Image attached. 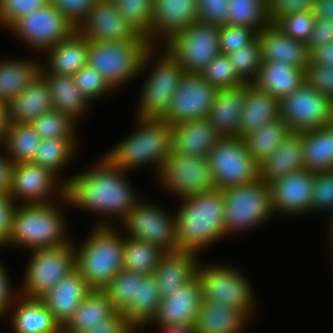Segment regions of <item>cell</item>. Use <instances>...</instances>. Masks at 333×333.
Wrapping results in <instances>:
<instances>
[{
    "label": "cell",
    "instance_id": "cell-55",
    "mask_svg": "<svg viewBox=\"0 0 333 333\" xmlns=\"http://www.w3.org/2000/svg\"><path fill=\"white\" fill-rule=\"evenodd\" d=\"M305 82L333 100V66L316 64L310 60L305 69Z\"/></svg>",
    "mask_w": 333,
    "mask_h": 333
},
{
    "label": "cell",
    "instance_id": "cell-58",
    "mask_svg": "<svg viewBox=\"0 0 333 333\" xmlns=\"http://www.w3.org/2000/svg\"><path fill=\"white\" fill-rule=\"evenodd\" d=\"M315 0H268L270 24H275L281 17L299 11L313 9Z\"/></svg>",
    "mask_w": 333,
    "mask_h": 333
},
{
    "label": "cell",
    "instance_id": "cell-10",
    "mask_svg": "<svg viewBox=\"0 0 333 333\" xmlns=\"http://www.w3.org/2000/svg\"><path fill=\"white\" fill-rule=\"evenodd\" d=\"M220 26L194 22L174 35L166 48L178 61L186 74H200L217 55Z\"/></svg>",
    "mask_w": 333,
    "mask_h": 333
},
{
    "label": "cell",
    "instance_id": "cell-5",
    "mask_svg": "<svg viewBox=\"0 0 333 333\" xmlns=\"http://www.w3.org/2000/svg\"><path fill=\"white\" fill-rule=\"evenodd\" d=\"M137 132L117 144L106 157L125 172L130 168L157 163L161 169L172 152V125L163 119L138 117Z\"/></svg>",
    "mask_w": 333,
    "mask_h": 333
},
{
    "label": "cell",
    "instance_id": "cell-56",
    "mask_svg": "<svg viewBox=\"0 0 333 333\" xmlns=\"http://www.w3.org/2000/svg\"><path fill=\"white\" fill-rule=\"evenodd\" d=\"M229 0H197L198 22L224 26L227 20Z\"/></svg>",
    "mask_w": 333,
    "mask_h": 333
},
{
    "label": "cell",
    "instance_id": "cell-1",
    "mask_svg": "<svg viewBox=\"0 0 333 333\" xmlns=\"http://www.w3.org/2000/svg\"><path fill=\"white\" fill-rule=\"evenodd\" d=\"M96 168L73 176L58 186V193L69 204L94 212L111 213L123 220L138 203L137 196L125 180L124 170L106 156Z\"/></svg>",
    "mask_w": 333,
    "mask_h": 333
},
{
    "label": "cell",
    "instance_id": "cell-63",
    "mask_svg": "<svg viewBox=\"0 0 333 333\" xmlns=\"http://www.w3.org/2000/svg\"><path fill=\"white\" fill-rule=\"evenodd\" d=\"M7 276V273L5 272L4 268L0 265V317L4 315L7 310V308H10L12 304V293L11 287H10V280ZM11 301V302H10ZM10 306V307H9Z\"/></svg>",
    "mask_w": 333,
    "mask_h": 333
},
{
    "label": "cell",
    "instance_id": "cell-8",
    "mask_svg": "<svg viewBox=\"0 0 333 333\" xmlns=\"http://www.w3.org/2000/svg\"><path fill=\"white\" fill-rule=\"evenodd\" d=\"M206 158L216 189L259 179V163L249 154L242 137L220 138Z\"/></svg>",
    "mask_w": 333,
    "mask_h": 333
},
{
    "label": "cell",
    "instance_id": "cell-65",
    "mask_svg": "<svg viewBox=\"0 0 333 333\" xmlns=\"http://www.w3.org/2000/svg\"><path fill=\"white\" fill-rule=\"evenodd\" d=\"M312 11L316 18L333 20V0H315Z\"/></svg>",
    "mask_w": 333,
    "mask_h": 333
},
{
    "label": "cell",
    "instance_id": "cell-14",
    "mask_svg": "<svg viewBox=\"0 0 333 333\" xmlns=\"http://www.w3.org/2000/svg\"><path fill=\"white\" fill-rule=\"evenodd\" d=\"M332 102L305 82L279 101L280 118L292 132L320 128L329 124Z\"/></svg>",
    "mask_w": 333,
    "mask_h": 333
},
{
    "label": "cell",
    "instance_id": "cell-59",
    "mask_svg": "<svg viewBox=\"0 0 333 333\" xmlns=\"http://www.w3.org/2000/svg\"><path fill=\"white\" fill-rule=\"evenodd\" d=\"M136 328L128 321L122 312H115L103 323L90 327L82 333H134Z\"/></svg>",
    "mask_w": 333,
    "mask_h": 333
},
{
    "label": "cell",
    "instance_id": "cell-15",
    "mask_svg": "<svg viewBox=\"0 0 333 333\" xmlns=\"http://www.w3.org/2000/svg\"><path fill=\"white\" fill-rule=\"evenodd\" d=\"M9 29L38 50H48L76 31L75 26L51 4L20 17Z\"/></svg>",
    "mask_w": 333,
    "mask_h": 333
},
{
    "label": "cell",
    "instance_id": "cell-64",
    "mask_svg": "<svg viewBox=\"0 0 333 333\" xmlns=\"http://www.w3.org/2000/svg\"><path fill=\"white\" fill-rule=\"evenodd\" d=\"M310 56L313 63L333 66V41L314 49Z\"/></svg>",
    "mask_w": 333,
    "mask_h": 333
},
{
    "label": "cell",
    "instance_id": "cell-40",
    "mask_svg": "<svg viewBox=\"0 0 333 333\" xmlns=\"http://www.w3.org/2000/svg\"><path fill=\"white\" fill-rule=\"evenodd\" d=\"M40 65L33 61H0V101L9 103L39 76Z\"/></svg>",
    "mask_w": 333,
    "mask_h": 333
},
{
    "label": "cell",
    "instance_id": "cell-24",
    "mask_svg": "<svg viewBox=\"0 0 333 333\" xmlns=\"http://www.w3.org/2000/svg\"><path fill=\"white\" fill-rule=\"evenodd\" d=\"M262 61H280L306 69L311 56L307 44L284 34L269 24L257 35Z\"/></svg>",
    "mask_w": 333,
    "mask_h": 333
},
{
    "label": "cell",
    "instance_id": "cell-2",
    "mask_svg": "<svg viewBox=\"0 0 333 333\" xmlns=\"http://www.w3.org/2000/svg\"><path fill=\"white\" fill-rule=\"evenodd\" d=\"M176 219L178 250L198 253L226 235L222 189L182 198Z\"/></svg>",
    "mask_w": 333,
    "mask_h": 333
},
{
    "label": "cell",
    "instance_id": "cell-3",
    "mask_svg": "<svg viewBox=\"0 0 333 333\" xmlns=\"http://www.w3.org/2000/svg\"><path fill=\"white\" fill-rule=\"evenodd\" d=\"M101 224L75 250V268L92 290L102 291L123 269L124 238L110 225Z\"/></svg>",
    "mask_w": 333,
    "mask_h": 333
},
{
    "label": "cell",
    "instance_id": "cell-17",
    "mask_svg": "<svg viewBox=\"0 0 333 333\" xmlns=\"http://www.w3.org/2000/svg\"><path fill=\"white\" fill-rule=\"evenodd\" d=\"M217 90L200 74H185L162 119L174 125L193 119L207 118Z\"/></svg>",
    "mask_w": 333,
    "mask_h": 333
},
{
    "label": "cell",
    "instance_id": "cell-47",
    "mask_svg": "<svg viewBox=\"0 0 333 333\" xmlns=\"http://www.w3.org/2000/svg\"><path fill=\"white\" fill-rule=\"evenodd\" d=\"M237 75L246 83L252 84L261 66L260 45L257 38L245 47L227 54Z\"/></svg>",
    "mask_w": 333,
    "mask_h": 333
},
{
    "label": "cell",
    "instance_id": "cell-28",
    "mask_svg": "<svg viewBox=\"0 0 333 333\" xmlns=\"http://www.w3.org/2000/svg\"><path fill=\"white\" fill-rule=\"evenodd\" d=\"M304 83L305 69L280 61H262L252 84L280 101Z\"/></svg>",
    "mask_w": 333,
    "mask_h": 333
},
{
    "label": "cell",
    "instance_id": "cell-13",
    "mask_svg": "<svg viewBox=\"0 0 333 333\" xmlns=\"http://www.w3.org/2000/svg\"><path fill=\"white\" fill-rule=\"evenodd\" d=\"M159 173L163 184L182 198L216 189L206 157L172 151Z\"/></svg>",
    "mask_w": 333,
    "mask_h": 333
},
{
    "label": "cell",
    "instance_id": "cell-34",
    "mask_svg": "<svg viewBox=\"0 0 333 333\" xmlns=\"http://www.w3.org/2000/svg\"><path fill=\"white\" fill-rule=\"evenodd\" d=\"M161 299L155 277L136 273L135 300L121 312L135 328H140L155 317Z\"/></svg>",
    "mask_w": 333,
    "mask_h": 333
},
{
    "label": "cell",
    "instance_id": "cell-60",
    "mask_svg": "<svg viewBox=\"0 0 333 333\" xmlns=\"http://www.w3.org/2000/svg\"><path fill=\"white\" fill-rule=\"evenodd\" d=\"M331 41H333V20L316 18L314 29L306 43L309 52Z\"/></svg>",
    "mask_w": 333,
    "mask_h": 333
},
{
    "label": "cell",
    "instance_id": "cell-37",
    "mask_svg": "<svg viewBox=\"0 0 333 333\" xmlns=\"http://www.w3.org/2000/svg\"><path fill=\"white\" fill-rule=\"evenodd\" d=\"M22 300L12 315L16 333H62L61 326L40 299Z\"/></svg>",
    "mask_w": 333,
    "mask_h": 333
},
{
    "label": "cell",
    "instance_id": "cell-66",
    "mask_svg": "<svg viewBox=\"0 0 333 333\" xmlns=\"http://www.w3.org/2000/svg\"><path fill=\"white\" fill-rule=\"evenodd\" d=\"M8 124V103L0 101V143L3 141L4 135L7 132Z\"/></svg>",
    "mask_w": 333,
    "mask_h": 333
},
{
    "label": "cell",
    "instance_id": "cell-61",
    "mask_svg": "<svg viewBox=\"0 0 333 333\" xmlns=\"http://www.w3.org/2000/svg\"><path fill=\"white\" fill-rule=\"evenodd\" d=\"M15 207L10 196L0 194V246L7 245Z\"/></svg>",
    "mask_w": 333,
    "mask_h": 333
},
{
    "label": "cell",
    "instance_id": "cell-20",
    "mask_svg": "<svg viewBox=\"0 0 333 333\" xmlns=\"http://www.w3.org/2000/svg\"><path fill=\"white\" fill-rule=\"evenodd\" d=\"M202 302V288L196 276L161 299L151 322L156 321L161 327L195 325Z\"/></svg>",
    "mask_w": 333,
    "mask_h": 333
},
{
    "label": "cell",
    "instance_id": "cell-21",
    "mask_svg": "<svg viewBox=\"0 0 333 333\" xmlns=\"http://www.w3.org/2000/svg\"><path fill=\"white\" fill-rule=\"evenodd\" d=\"M153 4V19L145 36L151 46L158 34L168 42L198 20L197 0H154Z\"/></svg>",
    "mask_w": 333,
    "mask_h": 333
},
{
    "label": "cell",
    "instance_id": "cell-25",
    "mask_svg": "<svg viewBox=\"0 0 333 333\" xmlns=\"http://www.w3.org/2000/svg\"><path fill=\"white\" fill-rule=\"evenodd\" d=\"M245 84L218 89L207 119L221 138H239Z\"/></svg>",
    "mask_w": 333,
    "mask_h": 333
},
{
    "label": "cell",
    "instance_id": "cell-11",
    "mask_svg": "<svg viewBox=\"0 0 333 333\" xmlns=\"http://www.w3.org/2000/svg\"><path fill=\"white\" fill-rule=\"evenodd\" d=\"M196 276L201 284L203 300L216 301L250 315L253 310V291L238 270L221 265L201 268L199 264Z\"/></svg>",
    "mask_w": 333,
    "mask_h": 333
},
{
    "label": "cell",
    "instance_id": "cell-7",
    "mask_svg": "<svg viewBox=\"0 0 333 333\" xmlns=\"http://www.w3.org/2000/svg\"><path fill=\"white\" fill-rule=\"evenodd\" d=\"M227 233L245 230L267 220L274 213L269 184L261 179L222 189Z\"/></svg>",
    "mask_w": 333,
    "mask_h": 333
},
{
    "label": "cell",
    "instance_id": "cell-35",
    "mask_svg": "<svg viewBox=\"0 0 333 333\" xmlns=\"http://www.w3.org/2000/svg\"><path fill=\"white\" fill-rule=\"evenodd\" d=\"M89 41L75 31L70 37L48 49V73L73 76L87 65Z\"/></svg>",
    "mask_w": 333,
    "mask_h": 333
},
{
    "label": "cell",
    "instance_id": "cell-38",
    "mask_svg": "<svg viewBox=\"0 0 333 333\" xmlns=\"http://www.w3.org/2000/svg\"><path fill=\"white\" fill-rule=\"evenodd\" d=\"M305 170H333V128L328 124L302 131Z\"/></svg>",
    "mask_w": 333,
    "mask_h": 333
},
{
    "label": "cell",
    "instance_id": "cell-46",
    "mask_svg": "<svg viewBox=\"0 0 333 333\" xmlns=\"http://www.w3.org/2000/svg\"><path fill=\"white\" fill-rule=\"evenodd\" d=\"M200 75L217 89L234 88L246 84L238 75L229 57L219 54L200 72Z\"/></svg>",
    "mask_w": 333,
    "mask_h": 333
},
{
    "label": "cell",
    "instance_id": "cell-51",
    "mask_svg": "<svg viewBox=\"0 0 333 333\" xmlns=\"http://www.w3.org/2000/svg\"><path fill=\"white\" fill-rule=\"evenodd\" d=\"M258 32L246 26L224 25L220 26L219 48L221 54L227 55L233 51L250 45L256 38Z\"/></svg>",
    "mask_w": 333,
    "mask_h": 333
},
{
    "label": "cell",
    "instance_id": "cell-53",
    "mask_svg": "<svg viewBox=\"0 0 333 333\" xmlns=\"http://www.w3.org/2000/svg\"><path fill=\"white\" fill-rule=\"evenodd\" d=\"M48 4L49 0H0V23L9 28L20 17Z\"/></svg>",
    "mask_w": 333,
    "mask_h": 333
},
{
    "label": "cell",
    "instance_id": "cell-16",
    "mask_svg": "<svg viewBox=\"0 0 333 333\" xmlns=\"http://www.w3.org/2000/svg\"><path fill=\"white\" fill-rule=\"evenodd\" d=\"M123 221L129 237L149 242L164 252L178 250L176 219L161 208L137 203Z\"/></svg>",
    "mask_w": 333,
    "mask_h": 333
},
{
    "label": "cell",
    "instance_id": "cell-30",
    "mask_svg": "<svg viewBox=\"0 0 333 333\" xmlns=\"http://www.w3.org/2000/svg\"><path fill=\"white\" fill-rule=\"evenodd\" d=\"M51 109L53 104L49 88L39 75L8 103L9 123H30Z\"/></svg>",
    "mask_w": 333,
    "mask_h": 333
},
{
    "label": "cell",
    "instance_id": "cell-18",
    "mask_svg": "<svg viewBox=\"0 0 333 333\" xmlns=\"http://www.w3.org/2000/svg\"><path fill=\"white\" fill-rule=\"evenodd\" d=\"M76 31L89 42L130 41L143 37L111 0H97Z\"/></svg>",
    "mask_w": 333,
    "mask_h": 333
},
{
    "label": "cell",
    "instance_id": "cell-19",
    "mask_svg": "<svg viewBox=\"0 0 333 333\" xmlns=\"http://www.w3.org/2000/svg\"><path fill=\"white\" fill-rule=\"evenodd\" d=\"M315 176L314 171L301 169L269 183L274 212L294 215L311 211Z\"/></svg>",
    "mask_w": 333,
    "mask_h": 333
},
{
    "label": "cell",
    "instance_id": "cell-62",
    "mask_svg": "<svg viewBox=\"0 0 333 333\" xmlns=\"http://www.w3.org/2000/svg\"><path fill=\"white\" fill-rule=\"evenodd\" d=\"M7 157L4 158L0 155V194L10 196L14 162Z\"/></svg>",
    "mask_w": 333,
    "mask_h": 333
},
{
    "label": "cell",
    "instance_id": "cell-41",
    "mask_svg": "<svg viewBox=\"0 0 333 333\" xmlns=\"http://www.w3.org/2000/svg\"><path fill=\"white\" fill-rule=\"evenodd\" d=\"M165 252L155 245L137 238L124 237L123 269L153 275Z\"/></svg>",
    "mask_w": 333,
    "mask_h": 333
},
{
    "label": "cell",
    "instance_id": "cell-23",
    "mask_svg": "<svg viewBox=\"0 0 333 333\" xmlns=\"http://www.w3.org/2000/svg\"><path fill=\"white\" fill-rule=\"evenodd\" d=\"M92 291L84 277L75 268L40 300L62 328Z\"/></svg>",
    "mask_w": 333,
    "mask_h": 333
},
{
    "label": "cell",
    "instance_id": "cell-43",
    "mask_svg": "<svg viewBox=\"0 0 333 333\" xmlns=\"http://www.w3.org/2000/svg\"><path fill=\"white\" fill-rule=\"evenodd\" d=\"M270 24L268 0H229L226 25L246 26L258 33Z\"/></svg>",
    "mask_w": 333,
    "mask_h": 333
},
{
    "label": "cell",
    "instance_id": "cell-48",
    "mask_svg": "<svg viewBox=\"0 0 333 333\" xmlns=\"http://www.w3.org/2000/svg\"><path fill=\"white\" fill-rule=\"evenodd\" d=\"M125 19L142 36L150 31L154 0H111Z\"/></svg>",
    "mask_w": 333,
    "mask_h": 333
},
{
    "label": "cell",
    "instance_id": "cell-12",
    "mask_svg": "<svg viewBox=\"0 0 333 333\" xmlns=\"http://www.w3.org/2000/svg\"><path fill=\"white\" fill-rule=\"evenodd\" d=\"M158 62L143 88L137 115L142 119H162L166 115L180 80L186 74L167 49Z\"/></svg>",
    "mask_w": 333,
    "mask_h": 333
},
{
    "label": "cell",
    "instance_id": "cell-31",
    "mask_svg": "<svg viewBox=\"0 0 333 333\" xmlns=\"http://www.w3.org/2000/svg\"><path fill=\"white\" fill-rule=\"evenodd\" d=\"M279 100L259 90L253 84H245V100L240 117V137L254 131L264 123L280 117Z\"/></svg>",
    "mask_w": 333,
    "mask_h": 333
},
{
    "label": "cell",
    "instance_id": "cell-33",
    "mask_svg": "<svg viewBox=\"0 0 333 333\" xmlns=\"http://www.w3.org/2000/svg\"><path fill=\"white\" fill-rule=\"evenodd\" d=\"M39 75L45 80L52 98L53 109L74 121L88 106V99L79 91L74 79L69 75L48 73L41 66Z\"/></svg>",
    "mask_w": 333,
    "mask_h": 333
},
{
    "label": "cell",
    "instance_id": "cell-27",
    "mask_svg": "<svg viewBox=\"0 0 333 333\" xmlns=\"http://www.w3.org/2000/svg\"><path fill=\"white\" fill-rule=\"evenodd\" d=\"M221 137L207 118L172 125V151L189 156L207 157Z\"/></svg>",
    "mask_w": 333,
    "mask_h": 333
},
{
    "label": "cell",
    "instance_id": "cell-26",
    "mask_svg": "<svg viewBox=\"0 0 333 333\" xmlns=\"http://www.w3.org/2000/svg\"><path fill=\"white\" fill-rule=\"evenodd\" d=\"M198 253L182 250L165 252L153 276L156 279L162 298L169 296L180 286L196 277Z\"/></svg>",
    "mask_w": 333,
    "mask_h": 333
},
{
    "label": "cell",
    "instance_id": "cell-39",
    "mask_svg": "<svg viewBox=\"0 0 333 333\" xmlns=\"http://www.w3.org/2000/svg\"><path fill=\"white\" fill-rule=\"evenodd\" d=\"M289 126L279 117L242 136L245 146L258 163L272 155L291 134Z\"/></svg>",
    "mask_w": 333,
    "mask_h": 333
},
{
    "label": "cell",
    "instance_id": "cell-49",
    "mask_svg": "<svg viewBox=\"0 0 333 333\" xmlns=\"http://www.w3.org/2000/svg\"><path fill=\"white\" fill-rule=\"evenodd\" d=\"M136 273L122 269L102 290L112 302L113 308L121 312L131 300H135Z\"/></svg>",
    "mask_w": 333,
    "mask_h": 333
},
{
    "label": "cell",
    "instance_id": "cell-69",
    "mask_svg": "<svg viewBox=\"0 0 333 333\" xmlns=\"http://www.w3.org/2000/svg\"><path fill=\"white\" fill-rule=\"evenodd\" d=\"M331 214L333 215V213H331ZM331 218H332V220H331V221H332V222H331L332 224H331V226H330V227H331V229H330V233H331V234H330V235H331V240H332V244H333V216H332Z\"/></svg>",
    "mask_w": 333,
    "mask_h": 333
},
{
    "label": "cell",
    "instance_id": "cell-54",
    "mask_svg": "<svg viewBox=\"0 0 333 333\" xmlns=\"http://www.w3.org/2000/svg\"><path fill=\"white\" fill-rule=\"evenodd\" d=\"M315 174L311 211L327 209L333 213V170L316 171Z\"/></svg>",
    "mask_w": 333,
    "mask_h": 333
},
{
    "label": "cell",
    "instance_id": "cell-29",
    "mask_svg": "<svg viewBox=\"0 0 333 333\" xmlns=\"http://www.w3.org/2000/svg\"><path fill=\"white\" fill-rule=\"evenodd\" d=\"M301 169H305L302 131L291 132L272 155L259 163V179L269 184Z\"/></svg>",
    "mask_w": 333,
    "mask_h": 333
},
{
    "label": "cell",
    "instance_id": "cell-50",
    "mask_svg": "<svg viewBox=\"0 0 333 333\" xmlns=\"http://www.w3.org/2000/svg\"><path fill=\"white\" fill-rule=\"evenodd\" d=\"M315 20L312 10L299 11L281 17L274 25L291 38L307 43L314 29Z\"/></svg>",
    "mask_w": 333,
    "mask_h": 333
},
{
    "label": "cell",
    "instance_id": "cell-42",
    "mask_svg": "<svg viewBox=\"0 0 333 333\" xmlns=\"http://www.w3.org/2000/svg\"><path fill=\"white\" fill-rule=\"evenodd\" d=\"M40 140L30 123H9L2 142L8 157L17 164L32 161Z\"/></svg>",
    "mask_w": 333,
    "mask_h": 333
},
{
    "label": "cell",
    "instance_id": "cell-4",
    "mask_svg": "<svg viewBox=\"0 0 333 333\" xmlns=\"http://www.w3.org/2000/svg\"><path fill=\"white\" fill-rule=\"evenodd\" d=\"M153 47L145 36L140 40L89 42L87 65L97 69L114 89L140 74Z\"/></svg>",
    "mask_w": 333,
    "mask_h": 333
},
{
    "label": "cell",
    "instance_id": "cell-9",
    "mask_svg": "<svg viewBox=\"0 0 333 333\" xmlns=\"http://www.w3.org/2000/svg\"><path fill=\"white\" fill-rule=\"evenodd\" d=\"M75 248L66 244L52 248L33 249L26 270L24 295L41 299L61 279L75 269Z\"/></svg>",
    "mask_w": 333,
    "mask_h": 333
},
{
    "label": "cell",
    "instance_id": "cell-32",
    "mask_svg": "<svg viewBox=\"0 0 333 333\" xmlns=\"http://www.w3.org/2000/svg\"><path fill=\"white\" fill-rule=\"evenodd\" d=\"M247 317L243 310L203 300L194 327L196 333H239Z\"/></svg>",
    "mask_w": 333,
    "mask_h": 333
},
{
    "label": "cell",
    "instance_id": "cell-44",
    "mask_svg": "<svg viewBox=\"0 0 333 333\" xmlns=\"http://www.w3.org/2000/svg\"><path fill=\"white\" fill-rule=\"evenodd\" d=\"M74 139H41L32 163L50 169L55 174L71 158Z\"/></svg>",
    "mask_w": 333,
    "mask_h": 333
},
{
    "label": "cell",
    "instance_id": "cell-67",
    "mask_svg": "<svg viewBox=\"0 0 333 333\" xmlns=\"http://www.w3.org/2000/svg\"><path fill=\"white\" fill-rule=\"evenodd\" d=\"M163 333H196L194 325L162 327Z\"/></svg>",
    "mask_w": 333,
    "mask_h": 333
},
{
    "label": "cell",
    "instance_id": "cell-68",
    "mask_svg": "<svg viewBox=\"0 0 333 333\" xmlns=\"http://www.w3.org/2000/svg\"><path fill=\"white\" fill-rule=\"evenodd\" d=\"M329 125L333 128V102H332V106H331V115H330Z\"/></svg>",
    "mask_w": 333,
    "mask_h": 333
},
{
    "label": "cell",
    "instance_id": "cell-52",
    "mask_svg": "<svg viewBox=\"0 0 333 333\" xmlns=\"http://www.w3.org/2000/svg\"><path fill=\"white\" fill-rule=\"evenodd\" d=\"M72 77L79 91L88 101L98 98L113 89L97 69L88 65L83 66Z\"/></svg>",
    "mask_w": 333,
    "mask_h": 333
},
{
    "label": "cell",
    "instance_id": "cell-45",
    "mask_svg": "<svg viewBox=\"0 0 333 333\" xmlns=\"http://www.w3.org/2000/svg\"><path fill=\"white\" fill-rule=\"evenodd\" d=\"M74 120L57 110L41 113L30 122L41 139H74Z\"/></svg>",
    "mask_w": 333,
    "mask_h": 333
},
{
    "label": "cell",
    "instance_id": "cell-57",
    "mask_svg": "<svg viewBox=\"0 0 333 333\" xmlns=\"http://www.w3.org/2000/svg\"><path fill=\"white\" fill-rule=\"evenodd\" d=\"M97 0H49L74 26L85 19Z\"/></svg>",
    "mask_w": 333,
    "mask_h": 333
},
{
    "label": "cell",
    "instance_id": "cell-6",
    "mask_svg": "<svg viewBox=\"0 0 333 333\" xmlns=\"http://www.w3.org/2000/svg\"><path fill=\"white\" fill-rule=\"evenodd\" d=\"M61 215L53 203L16 205L7 243L31 249L69 244Z\"/></svg>",
    "mask_w": 333,
    "mask_h": 333
},
{
    "label": "cell",
    "instance_id": "cell-36",
    "mask_svg": "<svg viewBox=\"0 0 333 333\" xmlns=\"http://www.w3.org/2000/svg\"><path fill=\"white\" fill-rule=\"evenodd\" d=\"M116 310L108 296L101 290H93L62 327V333H82L103 323Z\"/></svg>",
    "mask_w": 333,
    "mask_h": 333
},
{
    "label": "cell",
    "instance_id": "cell-22",
    "mask_svg": "<svg viewBox=\"0 0 333 333\" xmlns=\"http://www.w3.org/2000/svg\"><path fill=\"white\" fill-rule=\"evenodd\" d=\"M55 175L50 169L32 162L14 164L10 197L15 204L19 197L25 199V204L52 203L47 199L56 188Z\"/></svg>",
    "mask_w": 333,
    "mask_h": 333
}]
</instances>
